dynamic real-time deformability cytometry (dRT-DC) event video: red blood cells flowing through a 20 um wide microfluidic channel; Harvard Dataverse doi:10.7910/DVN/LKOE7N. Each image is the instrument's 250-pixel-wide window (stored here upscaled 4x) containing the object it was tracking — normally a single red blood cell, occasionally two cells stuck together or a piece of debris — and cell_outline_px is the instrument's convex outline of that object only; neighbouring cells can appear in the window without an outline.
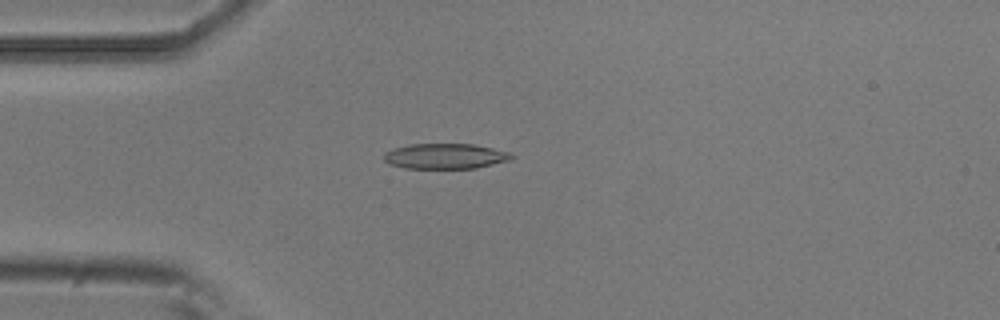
{"species": "common noctule bat (a hibernating species)", "species_latin": "Nyctalus noctula", "temperature_condition": "room temperature", "stored_images_in_passage": 3, "camera_frame_rate_fps": 3000, "um_per_image_px": 0.085, "animal": {"sex": "male", "body_mass_g": 20.5, "forearm_length_mm": 52.5}, "frame": {"image": 1, "passage_image": 3, "time_ms": 0.667, "image_size_px": [1000, 320], "cell_outline_px": [[516, 156], [508, 160], [476, 168], [404, 168], [388, 164], [384, 160], [384, 152], [408, 144], [472, 144], [492, 148], [508, 152]], "centroid_in_image_um": [37.81, 13.27], "position_along_channel_um": 47.2, "area_um2": 18.73}}